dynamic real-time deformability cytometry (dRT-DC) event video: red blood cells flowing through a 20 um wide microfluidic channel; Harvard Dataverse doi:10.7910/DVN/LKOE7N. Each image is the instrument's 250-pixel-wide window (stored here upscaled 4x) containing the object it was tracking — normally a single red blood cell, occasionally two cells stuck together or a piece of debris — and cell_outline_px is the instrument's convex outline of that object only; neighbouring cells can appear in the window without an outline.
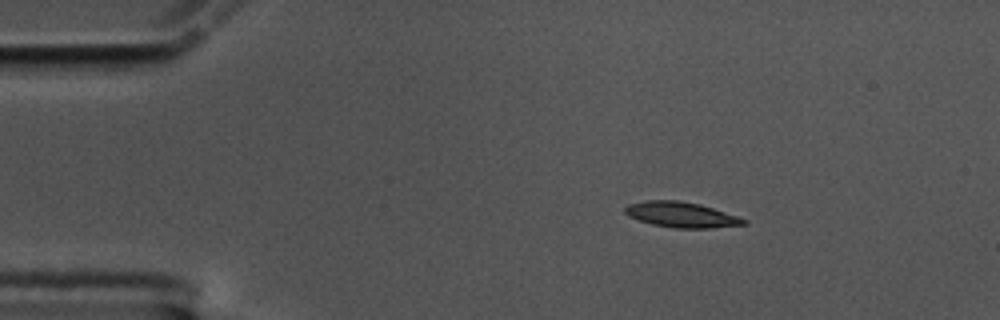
{"species": "common noctule bat (a hibernating species)", "species_latin": "Nyctalus noctula", "temperature_condition": "cold", "stored_images_in_passage": 26, "camera_frame_rate_fps": 3000, "um_per_image_px": 0.085, "animal": {"sex": "male", "body_mass_g": 17.5, "forearm_length_mm": 52.3}, "frame": {"image": 1, "passage_image": 1, "time_ms": 0.0, "image_size_px": [1000, 320], "cell_outline_px": [[748, 224], [712, 228], [672, 228], [652, 224], [628, 216], [624, 212], [624, 208], [628, 204], [648, 200], [680, 200], [700, 204], [748, 220]], "centroid_in_image_um": [57.9, 18.25], "position_along_channel_um": 27.1, "area_um2": 17.57}}
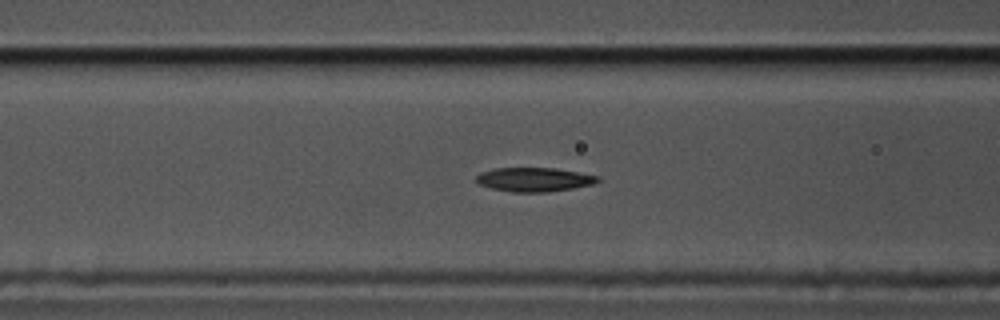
{"frame": {"image": 2, "passage_image": 14, "time_ms": 4.333, "image_size_px": [1000, 320], "cell_outline_px": [[600, 180], [592, 184], [572, 188], [548, 192], [512, 192], [492, 188], [480, 184], [476, 180], [476, 176], [480, 172], [496, 168], [556, 168], [600, 176]], "centroid_in_image_um": [45.41, 15.25], "position_along_channel_um": 121.2, "area_um2": 16.94}}
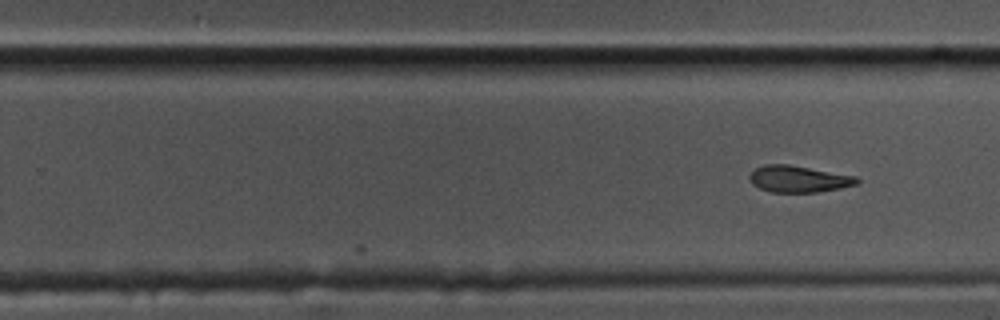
{"frame": {"image": 3, "passage_image": 26, "time_ms": 8.333, "image_size_px": [1000, 320], "cell_outline_px": [[860, 180], [856, 184], [840, 188], [816, 192], [772, 192], [760, 188], [752, 184], [748, 180], [748, 176], [756, 168], [764, 164], [788, 164], [856, 176]], "centroid_in_image_um": [67.85, 15.21], "position_along_channel_um": 262.0, "area_um2": 16.59}}